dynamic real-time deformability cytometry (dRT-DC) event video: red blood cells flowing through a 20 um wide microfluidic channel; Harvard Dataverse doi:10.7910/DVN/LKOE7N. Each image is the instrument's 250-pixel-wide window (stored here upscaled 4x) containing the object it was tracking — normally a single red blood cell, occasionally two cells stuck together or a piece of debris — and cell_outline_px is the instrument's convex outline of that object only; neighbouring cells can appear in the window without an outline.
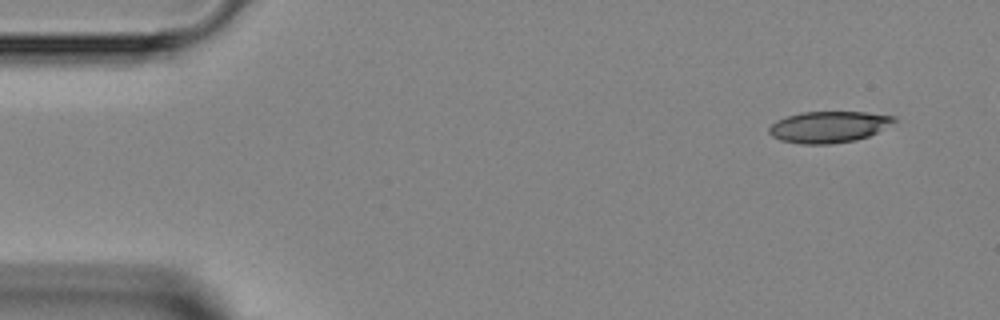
{"species": "Egyptian fruit bat (a non-hibernating species)", "species_latin": "Rousettus aegyptiacus", "temperature_condition": "room temperature", "stored_images_in_passage": 5, "camera_frame_rate_fps": 3000, "um_per_image_px": 0.085, "animal": {"sex": "female"}, "frame": {"image": 1, "passage_image": 1, "time_ms": 0.0, "image_size_px": [1000, 320], "cell_outline_px": [[896, 120], [876, 132], [868, 136], [856, 140], [828, 144], [804, 144], [780, 140], [772, 136], [768, 132], [768, 128], [776, 120], [784, 116], [800, 112], [868, 112], [896, 116]], "centroid_in_image_um": [70.39, 10.77], "position_along_channel_um": 14.6, "area_um2": 22.83}}